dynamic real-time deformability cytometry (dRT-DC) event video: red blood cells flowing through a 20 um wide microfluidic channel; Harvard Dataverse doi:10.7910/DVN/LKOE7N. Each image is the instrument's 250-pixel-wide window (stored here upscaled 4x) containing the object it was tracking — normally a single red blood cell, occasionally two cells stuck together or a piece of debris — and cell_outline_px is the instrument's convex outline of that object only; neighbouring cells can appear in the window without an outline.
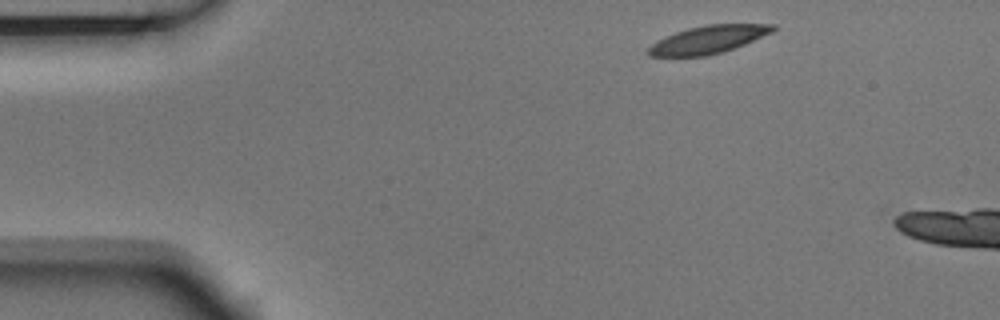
{"species": "Egyptian fruit bat (a non-hibernating species)", "species_latin": "Rousettus aegyptiacus", "temperature_condition": "room temperature", "stored_images_in_passage": 3, "camera_frame_rate_fps": 3000, "um_per_image_px": 0.085, "animal": {"sex": "male"}, "frame": {"image": 1, "passage_image": 1, "time_ms": 0.0, "image_size_px": [1000, 320], "cell_outline_px": [[776, 28], [772, 32], [744, 44], [724, 52], [708, 56], [648, 56], [648, 48], [656, 40], [664, 36], [688, 28], [708, 24], [776, 24]], "centroid_in_image_um": [60.19, 3.36], "position_along_channel_um": 24.8, "area_um2": 20.17}}